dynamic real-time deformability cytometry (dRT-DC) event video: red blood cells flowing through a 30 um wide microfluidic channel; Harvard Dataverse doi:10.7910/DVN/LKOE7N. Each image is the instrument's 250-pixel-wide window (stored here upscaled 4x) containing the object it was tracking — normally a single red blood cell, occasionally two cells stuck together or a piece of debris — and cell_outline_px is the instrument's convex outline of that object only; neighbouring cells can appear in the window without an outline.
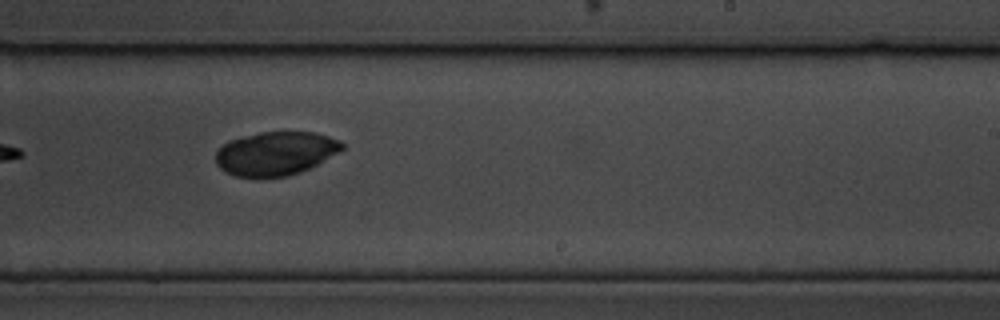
{"species": "common noctule bat (a hibernating species)", "species_latin": "Nyctalus noctula", "temperature_condition": "cold", "stored_images_in_passage": 11, "camera_frame_rate_fps": 3000, "um_per_image_px": 0.085, "animal": {"sex": "male", "body_mass_g": 19.5, "forearm_length_mm": 54.6}, "frame": {"image": 1, "passage_image": 10, "time_ms": 11.333, "image_size_px": [1000, 320], "cell_outline_px": [[344, 148], [316, 164], [300, 172], [288, 176], [264, 180], [236, 176], [220, 168], [216, 164], [216, 152], [228, 140], [260, 132], [316, 132], [340, 140], [344, 144]], "centroid_in_image_um": [23.4, 13.07], "position_along_channel_um": 265.6, "area_um2": 32.43}}
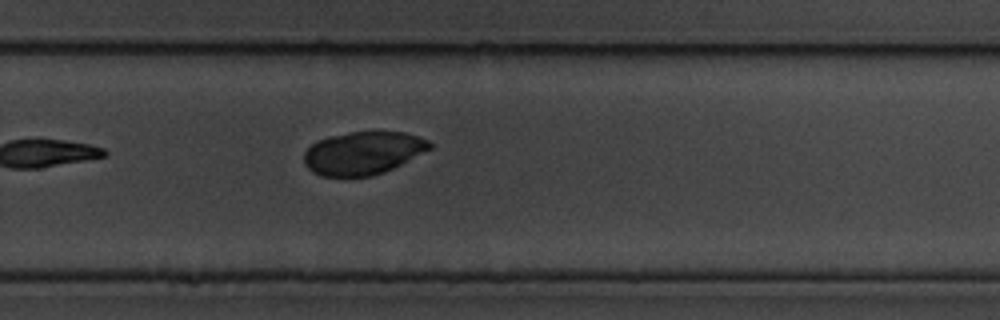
{"frame": {"image": 2, "passage_image": 11, "time_ms": 12.333, "image_size_px": [1000, 320], "cell_outline_px": [[432, 148], [384, 172], [372, 176], [320, 176], [312, 172], [304, 164], [304, 152], [316, 140], [328, 136], [348, 132], [404, 132], [420, 136], [428, 140], [432, 144]], "centroid_in_image_um": [30.83, 13.0], "position_along_channel_um": 299.0, "area_um2": 31.5}}